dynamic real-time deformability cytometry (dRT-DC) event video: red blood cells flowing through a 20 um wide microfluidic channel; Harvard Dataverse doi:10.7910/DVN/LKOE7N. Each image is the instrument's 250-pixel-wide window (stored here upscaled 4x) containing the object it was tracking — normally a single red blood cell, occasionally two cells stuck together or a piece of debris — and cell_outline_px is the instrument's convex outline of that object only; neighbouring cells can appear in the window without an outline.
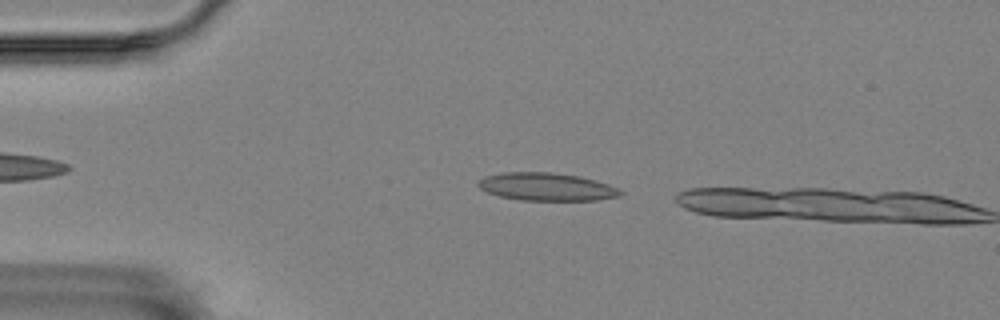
{"species": "Egyptian fruit bat (a non-hibernating species)", "species_latin": "Rousettus aegyptiacus", "temperature_condition": "room temperature", "stored_images_in_passage": 5, "camera_frame_rate_fps": 3000, "um_per_image_px": 0.085, "animal": {"sex": "female"}, "frame": {"image": 1, "passage_image": 3, "time_ms": 0.667, "image_size_px": [1000, 320], "cell_outline_px": [[624, 192], [620, 196], [596, 200], [520, 200], [500, 196], [488, 192], [480, 188], [476, 184], [484, 176], [504, 172], [552, 172], [580, 176], [596, 180], [608, 184]], "centroid_in_image_um": [46.46, 15.87], "position_along_channel_um": 38.5, "area_um2": 23.06}}